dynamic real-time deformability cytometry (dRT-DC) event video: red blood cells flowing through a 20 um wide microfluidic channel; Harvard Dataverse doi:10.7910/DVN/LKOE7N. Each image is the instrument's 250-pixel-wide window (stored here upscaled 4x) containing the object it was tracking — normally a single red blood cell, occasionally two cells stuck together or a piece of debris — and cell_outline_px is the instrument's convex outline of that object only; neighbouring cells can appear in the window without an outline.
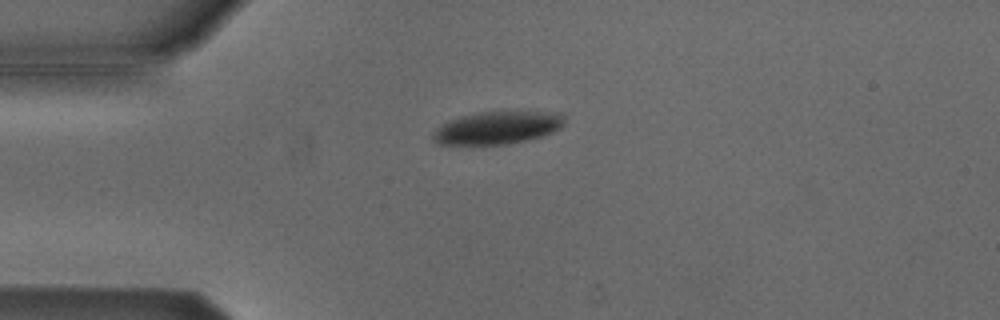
{"species": "Egyptian fruit bat (a non-hibernating species)", "species_latin": "Rousettus aegyptiacus", "temperature_condition": "cold", "stored_images_in_passage": 36, "camera_frame_rate_fps": 3000, "um_per_image_px": 0.085, "animal": {"sex": "male"}, "frame": {"image": 1, "passage_image": 1, "time_ms": 0.0, "image_size_px": [1000, 320], "cell_outline_px": [[564, 124], [560, 128], [552, 132], [540, 136], [508, 144], [440, 144], [432, 136], [436, 128], [448, 120], [460, 116], [480, 112], [560, 112], [564, 116]], "centroid_in_image_um": [42.29, 10.84], "position_along_channel_um": 42.7, "area_um2": 24.68}}
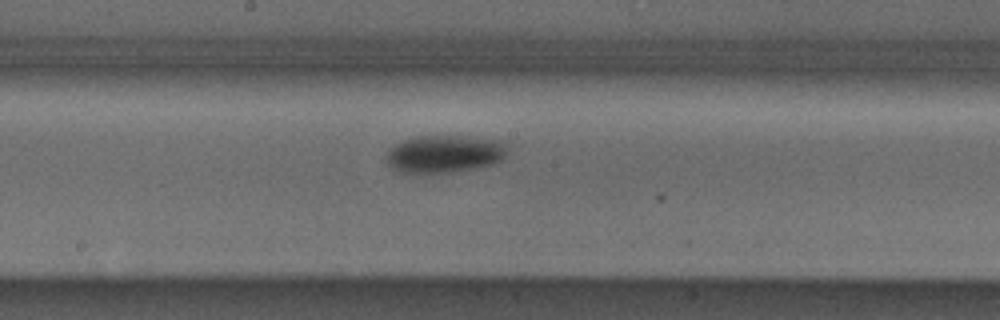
{"frame": {"image": 2, "passage_image": 16, "time_ms": 5.0, "image_size_px": [1000, 320], "cell_outline_px": [[512, 144], [504, 156], [500, 160], [492, 164], [476, 168], [456, 172], [420, 176], [416, 176], [396, 172], [384, 160], [384, 156], [396, 144], [404, 140], [416, 136], [464, 136], [500, 140]], "centroid_in_image_um": [37.75, 13.13], "position_along_channel_um": 210.4, "area_um2": 27.69}}
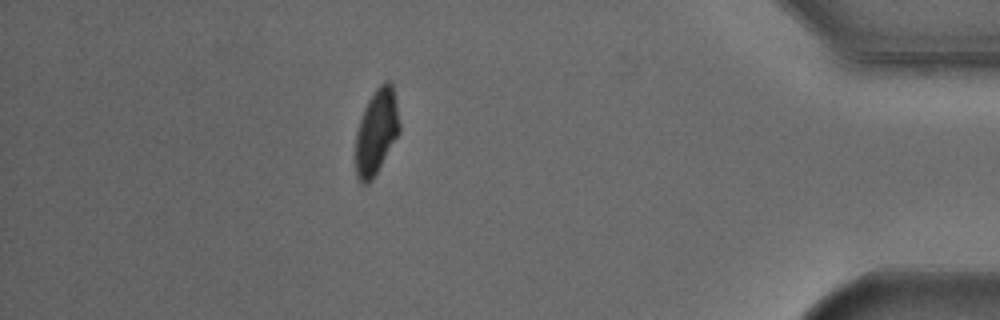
{"frame": {"image": 3, "passage_image": 35, "time_ms": 11.333, "image_size_px": [1000, 320], "cell_outline_px": [[400, 132], [372, 180], [368, 184], [360, 184], [356, 180], [356, 132], [364, 108], [368, 100], [376, 88], [384, 80], [392, 80], [400, 124]], "centroid_in_image_um": [32.0, 11.19], "position_along_channel_um": 403.2, "area_um2": 21.96}, "authors_computed_cell_mechanics": {"area_um2": 26.3279, "velocity_mm_per_s": 3.7927, "shape_relaxation_time_tau1_ms": 2.1335, "shape_relaxation_time_tau2_ms": null, "deformation_change_tau1": 0.1105, "deformation_change_tau2": null}}